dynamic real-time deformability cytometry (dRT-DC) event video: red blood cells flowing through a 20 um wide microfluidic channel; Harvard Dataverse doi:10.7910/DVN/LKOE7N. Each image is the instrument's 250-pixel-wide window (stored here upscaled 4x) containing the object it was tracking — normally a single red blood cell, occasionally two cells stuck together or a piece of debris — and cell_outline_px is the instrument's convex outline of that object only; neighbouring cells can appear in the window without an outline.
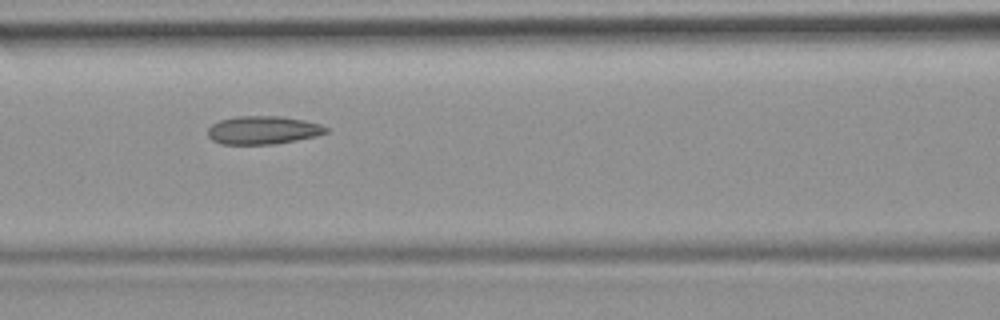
{"species": "common noctule bat (a hibernating species)", "species_latin": "Nyctalus noctula", "temperature_condition": "room temperature", "stored_images_in_passage": 51, "camera_frame_rate_fps": 3000, "um_per_image_px": 0.085, "animal": {"sex": "female", "body_mass_g": 19.9}, "frame": {"image": 1, "passage_image": 22, "time_ms": 7.0, "image_size_px": [1000, 320], "cell_outline_px": [[328, 132], [316, 136], [276, 144], [220, 144], [212, 140], [208, 136], [208, 128], [212, 124], [220, 120], [236, 116], [280, 116], [304, 120], [320, 124], [328, 128]], "centroid_in_image_um": [22.35, 11.06], "position_along_channel_um": 144.3, "area_um2": 19.48}, "authors_computed_cell_mechanics": {"area_um2": 19.8254, "velocity_mm_per_s": 3.9275, "shape_relaxation_time_tau1_ms": null, "shape_relaxation_time_tau2_ms": 1.4814, "deformation_change_tau1": null, "deformation_change_tau2": 0.0784}}